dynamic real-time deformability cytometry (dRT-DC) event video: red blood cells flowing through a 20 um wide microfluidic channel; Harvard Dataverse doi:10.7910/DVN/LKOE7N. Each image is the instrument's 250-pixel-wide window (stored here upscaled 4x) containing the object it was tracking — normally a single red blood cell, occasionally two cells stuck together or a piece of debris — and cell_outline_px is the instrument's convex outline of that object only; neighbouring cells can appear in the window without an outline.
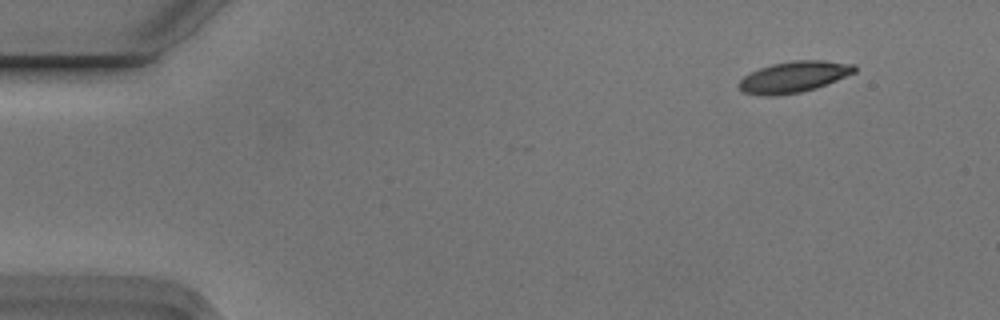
{"species": "Egyptian fruit bat (a non-hibernating species)", "species_latin": "Rousettus aegyptiacus", "temperature_condition": "cold", "stored_images_in_passage": 3, "camera_frame_rate_fps": 3000, "um_per_image_px": 0.085, "animal": {"sex": "male"}, "frame": {"image": 1, "passage_image": 1, "time_ms": 0.0, "image_size_px": [1000, 320], "cell_outline_px": [[856, 72], [816, 88], [800, 92], [776, 96], [756, 96], [740, 92], [736, 84], [744, 76], [760, 68], [772, 64], [796, 60], [820, 60], [856, 64]], "centroid_in_image_um": [67.42, 6.56], "position_along_channel_um": 17.6, "area_um2": 21.15}}